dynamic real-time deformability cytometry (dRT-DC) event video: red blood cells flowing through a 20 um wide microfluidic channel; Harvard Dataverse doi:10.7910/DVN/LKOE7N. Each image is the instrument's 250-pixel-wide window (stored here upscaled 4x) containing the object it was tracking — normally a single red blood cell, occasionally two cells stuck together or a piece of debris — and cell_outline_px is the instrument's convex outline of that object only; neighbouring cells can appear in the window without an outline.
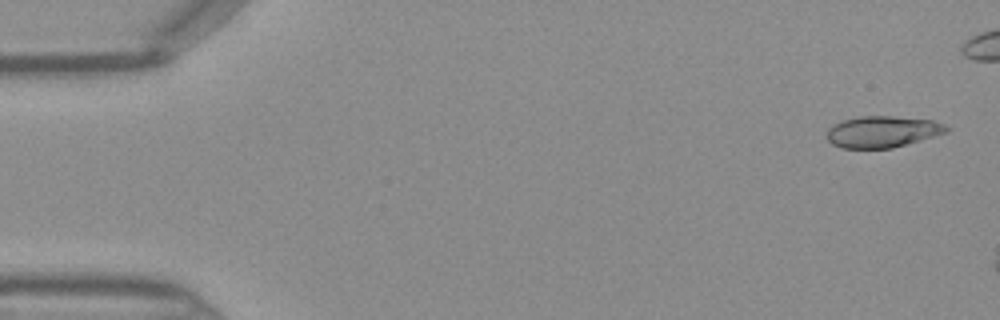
{"species": "Egyptian fruit bat (a non-hibernating species)", "species_latin": "Rousettus aegyptiacus", "temperature_condition": "warm", "stored_images_in_passage": 8, "camera_frame_rate_fps": 3000, "um_per_image_px": 0.085, "frame": {"image": 1, "passage_image": 2, "time_ms": 0.333, "image_size_px": [1000, 320], "cell_outline_px": [[948, 132], [892, 148], [840, 148], [832, 144], [824, 136], [828, 128], [840, 120], [860, 116], [892, 116], [932, 120], [944, 124], [948, 128]], "centroid_in_image_um": [74.94, 11.19], "position_along_channel_um": 10.1, "area_um2": 22.02}}